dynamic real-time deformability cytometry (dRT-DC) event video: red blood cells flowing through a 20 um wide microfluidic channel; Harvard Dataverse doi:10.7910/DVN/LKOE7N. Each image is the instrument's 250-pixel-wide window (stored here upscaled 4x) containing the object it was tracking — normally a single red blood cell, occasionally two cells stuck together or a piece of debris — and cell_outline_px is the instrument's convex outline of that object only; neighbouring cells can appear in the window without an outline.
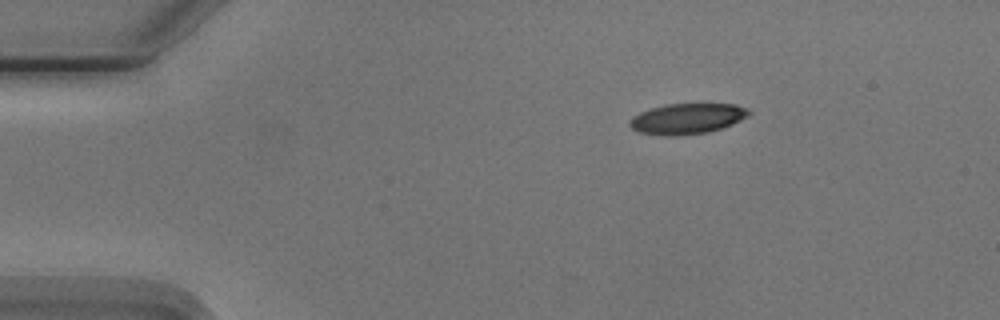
{"species": "Egyptian fruit bat (a non-hibernating species)", "species_latin": "Rousettus aegyptiacus", "temperature_condition": "cold", "stored_images_in_passage": 3, "camera_frame_rate_fps": 3000, "um_per_image_px": 0.085, "animal": {"sex": "male"}, "frame": {"image": 1, "passage_image": 1, "time_ms": 0.0, "image_size_px": [1000, 320], "cell_outline_px": [[752, 112], [748, 116], [732, 124], [708, 132], [676, 136], [660, 136], [636, 132], [628, 124], [628, 120], [632, 116], [640, 112], [652, 108], [668, 104], [736, 104]], "centroid_in_image_um": [58.35, 10.1], "position_along_channel_um": 26.7, "area_um2": 21.33}}